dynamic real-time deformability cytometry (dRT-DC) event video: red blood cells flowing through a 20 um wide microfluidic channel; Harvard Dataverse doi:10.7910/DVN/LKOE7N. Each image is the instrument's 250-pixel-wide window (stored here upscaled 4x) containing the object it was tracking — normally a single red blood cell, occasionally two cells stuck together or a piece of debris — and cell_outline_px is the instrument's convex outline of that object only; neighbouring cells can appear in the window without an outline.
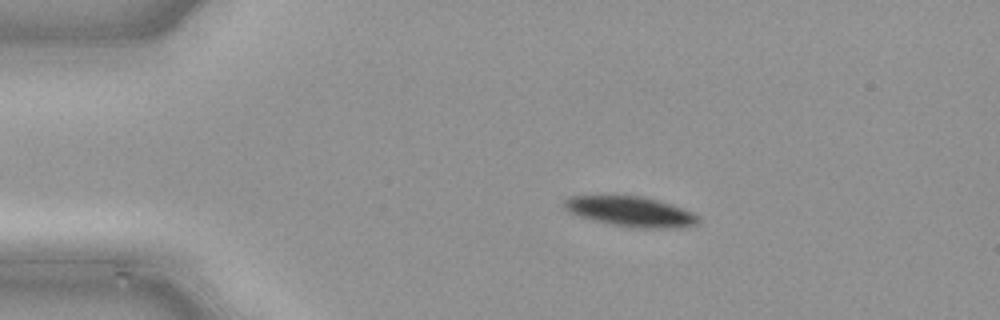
{"species": "common noctule bat (a hibernating species)", "species_latin": "Nyctalus noctula", "temperature_condition": "cold", "stored_images_in_passage": 39, "camera_frame_rate_fps": 3000, "um_per_image_px": 0.085, "animal": {"sex": "male", "body_mass_g": 21.5, "forearm_length_mm": 52.0}, "frame": {"image": 1, "passage_image": 7, "time_ms": 2.0, "image_size_px": [1000, 320], "cell_outline_px": [[700, 220], [696, 224], [680, 228], [632, 228], [608, 224], [592, 220], [568, 212], [564, 208], [564, 200], [568, 196], [644, 196], [692, 212], [700, 216]], "centroid_in_image_um": [53.59, 18.0], "position_along_channel_um": 31.4, "area_um2": 23.52}}
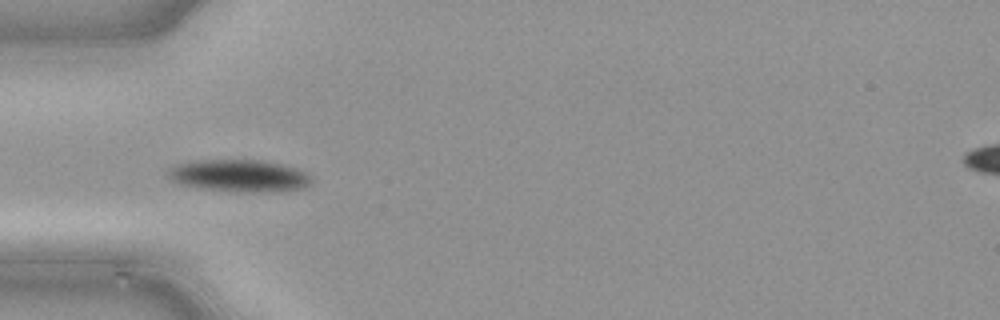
{"frame": {"image": 2, "passage_image": 13, "time_ms": 4.0, "image_size_px": [1000, 320], "cell_outline_px": [[312, 176], [308, 184], [304, 188], [272, 192], [244, 192], [200, 188], [180, 184], [172, 180], [168, 176], [168, 168], [176, 164], [204, 160], [260, 160], [280, 164], [296, 168]], "centroid_in_image_um": [20.33, 14.94], "position_along_channel_um": 64.7, "area_um2": 26.7}}
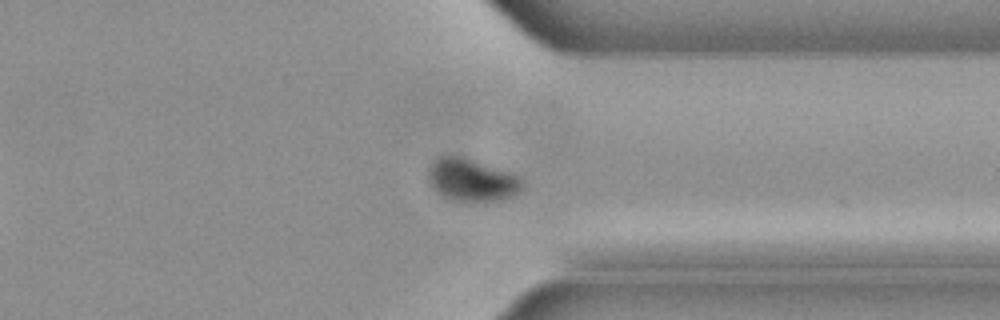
{"frame": {"image": 3, "passage_image": 35, "time_ms": 11.333, "image_size_px": [1000, 320], "cell_outline_px": [[524, 188], [520, 192], [512, 196], [500, 200], [448, 200], [440, 196], [432, 188], [428, 180], [428, 168], [432, 160], [436, 156], [464, 156], [512, 172], [520, 176], [524, 184]], "centroid_in_image_um": [40.09, 15.27], "position_along_channel_um": 371.3, "area_um2": 23.87}}